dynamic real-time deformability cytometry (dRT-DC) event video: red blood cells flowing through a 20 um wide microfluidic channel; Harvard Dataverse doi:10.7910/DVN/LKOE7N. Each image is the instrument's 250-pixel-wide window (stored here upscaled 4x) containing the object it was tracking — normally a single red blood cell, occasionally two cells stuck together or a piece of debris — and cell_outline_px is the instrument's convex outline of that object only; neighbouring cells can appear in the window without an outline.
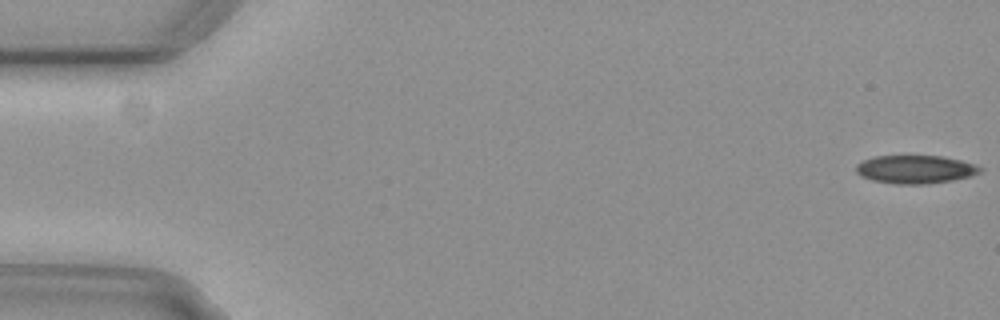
{"species": "common noctule bat (a hibernating species)", "species_latin": "Nyctalus noctula", "temperature_condition": "cold", "stored_images_in_passage": 9, "camera_frame_rate_fps": 3000, "um_per_image_px": 0.085, "animal": {"sex": "female", "body_mass_g": 29.2, "forearm_length_mm": 56.3}, "frame": {"image": 1, "passage_image": 1, "time_ms": 0.0, "image_size_px": [1000, 320], "cell_outline_px": [[984, 168], [980, 172], [972, 176], [952, 180], [928, 184], [896, 184], [872, 180], [860, 176], [856, 172], [856, 164], [872, 156], [940, 156], [960, 160], [976, 164]], "centroid_in_image_um": [77.81, 14.4], "position_along_channel_um": 7.2, "area_um2": 20.52}}